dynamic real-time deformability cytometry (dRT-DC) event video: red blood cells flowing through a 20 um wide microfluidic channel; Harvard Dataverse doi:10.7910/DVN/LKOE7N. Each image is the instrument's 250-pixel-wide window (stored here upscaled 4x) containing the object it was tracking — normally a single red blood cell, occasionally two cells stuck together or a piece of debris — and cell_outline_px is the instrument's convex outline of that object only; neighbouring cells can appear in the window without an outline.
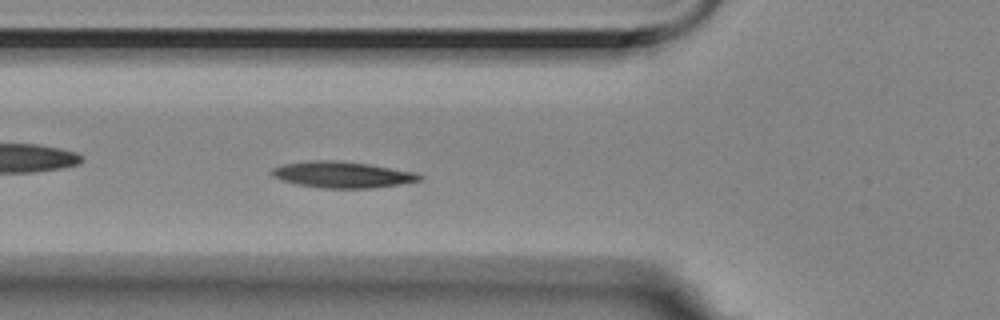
{"species": "Egyptian fruit bat (a non-hibernating species)", "species_latin": "Rousettus aegyptiacus", "temperature_condition": "room temperature", "stored_images_in_passage": 56, "camera_frame_rate_fps": 3000, "um_per_image_px": 0.085, "animal": {"sex": "female"}, "frame": {"image": 1, "passage_image": 19, "time_ms": 6.0, "image_size_px": [1000, 320], "cell_outline_px": [[424, 176], [420, 180], [400, 184], [372, 188], [324, 188], [296, 184], [272, 176], [272, 168], [280, 164], [308, 160], [336, 160], [368, 164], [416, 172]], "centroid_in_image_um": [29.08, 14.83], "position_along_channel_um": 96.7, "area_um2": 22.6}}
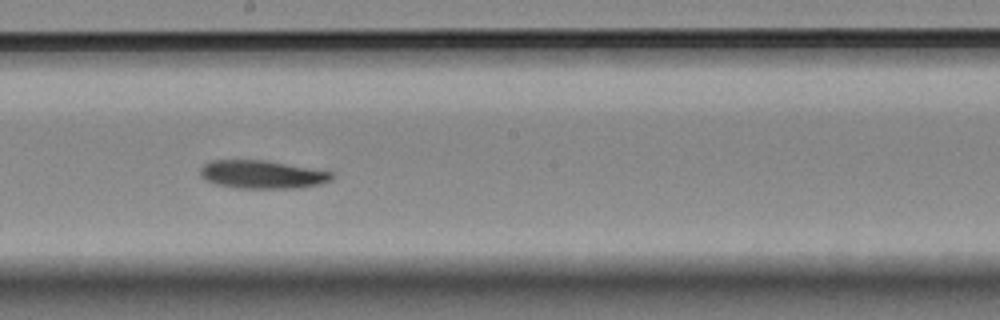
{"frame": {"image": 2, "passage_image": 30, "time_ms": 9.667, "image_size_px": [1000, 320], "cell_outline_px": [[336, 176], [332, 180], [320, 184], [300, 188], [236, 188], [216, 184], [204, 180], [200, 176], [200, 168], [204, 164], [212, 160], [268, 160], [332, 172]], "centroid_in_image_um": [22.29, 14.83], "position_along_channel_um": 225.9, "area_um2": 21.85}}
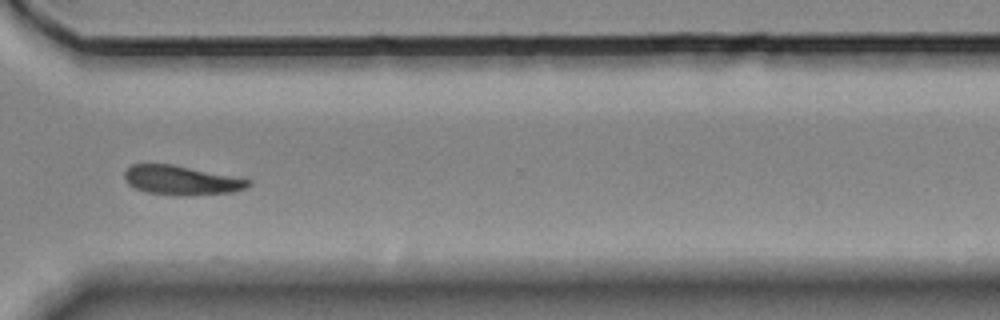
{"frame": {"image": 3, "passage_image": 41, "time_ms": 13.333, "image_size_px": [1000, 320], "cell_outline_px": [[252, 184], [248, 188], [232, 192], [192, 196], [176, 196], [148, 192], [136, 188], [128, 184], [124, 176], [124, 172], [132, 164], [172, 164], [252, 180]], "centroid_in_image_um": [15.45, 15.34], "position_along_channel_um": 355.2, "area_um2": 21.21}}